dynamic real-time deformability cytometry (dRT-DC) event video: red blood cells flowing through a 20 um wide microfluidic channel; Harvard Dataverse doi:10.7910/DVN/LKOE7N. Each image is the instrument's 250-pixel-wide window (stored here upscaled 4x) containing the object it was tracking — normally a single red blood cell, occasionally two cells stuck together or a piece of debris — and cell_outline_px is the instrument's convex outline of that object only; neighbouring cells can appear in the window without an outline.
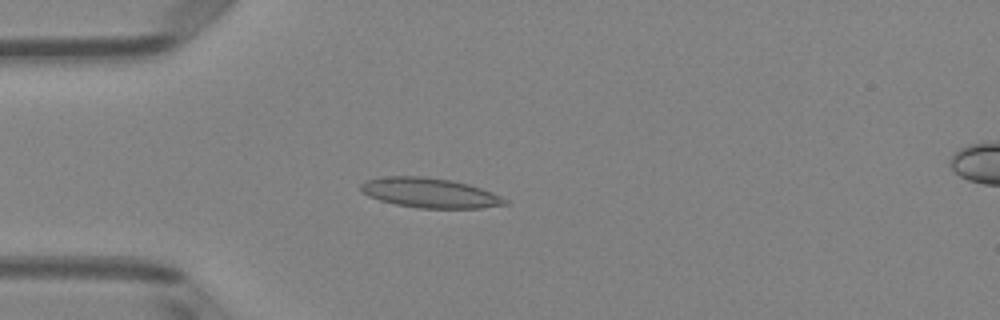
{"species": "Egyptian fruit bat (a non-hibernating species)", "species_latin": "Rousettus aegyptiacus", "temperature_condition": "room temperature", "stored_images_in_passage": 51, "camera_frame_rate_fps": 3000, "um_per_image_px": 0.085, "animal": {"sex": "female"}, "frame": {"image": 1, "passage_image": 14, "time_ms": 4.333, "image_size_px": [1000, 320], "cell_outline_px": [[512, 204], [480, 208], [420, 208], [396, 204], [380, 200], [368, 196], [360, 192], [360, 184], [364, 180], [384, 176], [424, 176], [452, 180], [468, 184], [492, 192], [508, 200]], "centroid_in_image_um": [36.52, 16.39], "position_along_channel_um": 48.5, "area_um2": 25.26}}
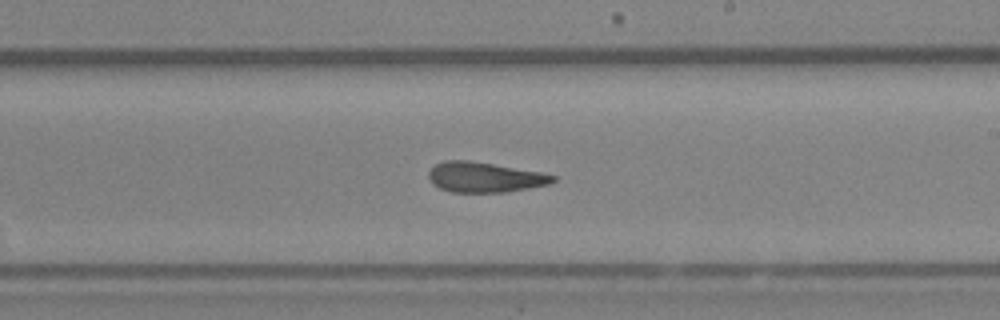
{"frame": {"image": 2, "passage_image": 30, "time_ms": 9.667, "image_size_px": [1000, 320], "cell_outline_px": [[556, 180], [552, 184], [504, 192], [452, 192], [440, 188], [432, 184], [428, 176], [428, 172], [436, 164], [444, 160], [468, 160], [544, 172], [556, 176]], "centroid_in_image_um": [41.22, 15.06], "position_along_channel_um": 247.8, "area_um2": 21.96}}
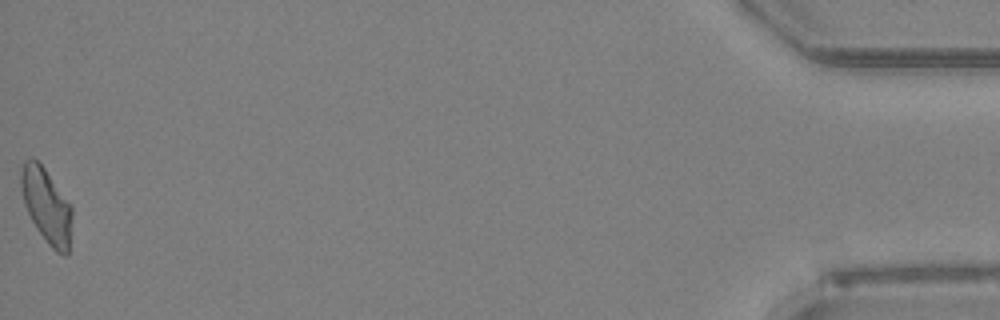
{"frame": {"image": 3, "passage_image": 51, "time_ms": 16.667, "image_size_px": [1000, 320], "cell_outline_px": [[72, 216], [68, 252], [64, 256], [56, 252], [48, 244], [36, 228], [24, 204], [20, 184], [20, 168], [24, 160], [32, 156], [44, 168], [72, 204]], "centroid_in_image_um": [3.95, 17.45], "position_along_channel_um": 431.3, "area_um2": 22.37}, "authors_computed_cell_mechanics": {"area_um2": 22.5998, "velocity_mm_per_s": 4.0065, "shape_relaxation_time_tau1_ms": null, "shape_relaxation_time_tau2_ms": 2.6213, "deformation_change_tau1": null, "deformation_change_tau2": 0.1202}}